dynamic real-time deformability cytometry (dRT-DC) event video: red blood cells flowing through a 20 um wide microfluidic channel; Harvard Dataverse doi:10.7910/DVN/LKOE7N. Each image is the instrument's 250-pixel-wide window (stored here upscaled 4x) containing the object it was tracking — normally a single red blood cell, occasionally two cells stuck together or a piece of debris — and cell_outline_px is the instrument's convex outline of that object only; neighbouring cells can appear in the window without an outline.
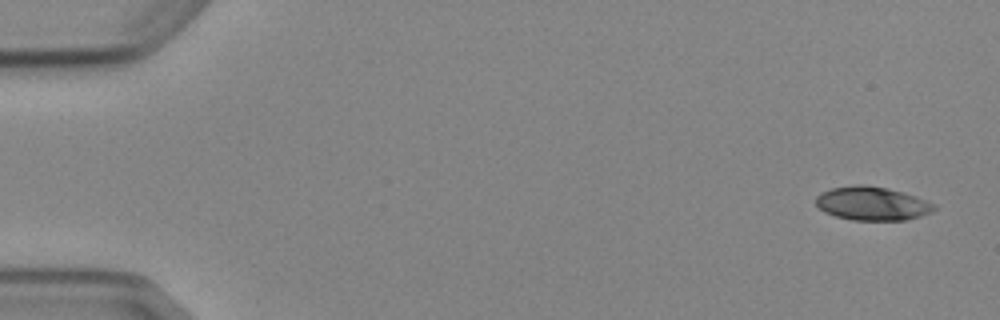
{"species": "Egyptian fruit bat (a non-hibernating species)", "species_latin": "Rousettus aegyptiacus", "temperature_condition": "cold", "stored_images_in_passage": 5, "camera_frame_rate_fps": 3000, "um_per_image_px": 0.085, "animal": {"sex": "female"}, "frame": {"image": 1, "passage_image": 1, "time_ms": 0.0, "image_size_px": [1000, 320], "cell_outline_px": [[936, 208], [932, 212], [920, 216], [904, 220], [852, 220], [836, 216], [824, 212], [816, 204], [816, 196], [820, 192], [832, 188], [856, 184], [860, 184], [888, 188], [916, 196], [936, 204]], "centroid_in_image_um": [74.13, 17.29], "position_along_channel_um": 10.9, "area_um2": 23.24}}
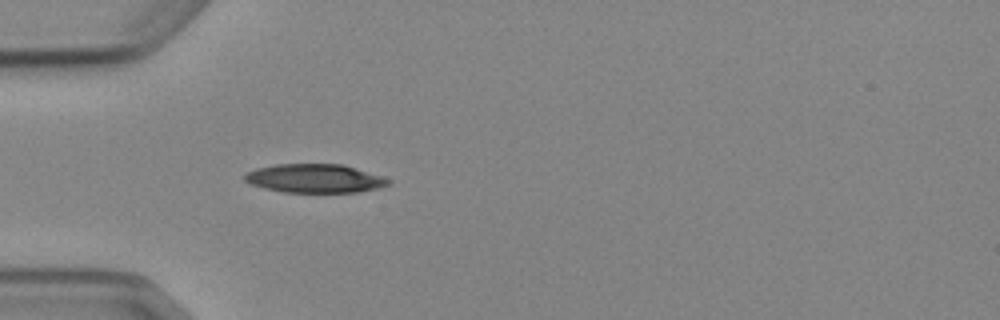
{"frame": {"image": 2, "passage_image": 5, "time_ms": 4.667, "image_size_px": [1000, 320], "cell_outline_px": [[392, 180], [388, 184], [376, 188], [356, 192], [284, 192], [264, 188], [252, 184], [244, 180], [244, 172], [256, 168], [276, 164], [344, 164], [384, 176]], "centroid_in_image_um": [26.75, 15.15], "position_along_channel_um": 58.3, "area_um2": 24.1}}